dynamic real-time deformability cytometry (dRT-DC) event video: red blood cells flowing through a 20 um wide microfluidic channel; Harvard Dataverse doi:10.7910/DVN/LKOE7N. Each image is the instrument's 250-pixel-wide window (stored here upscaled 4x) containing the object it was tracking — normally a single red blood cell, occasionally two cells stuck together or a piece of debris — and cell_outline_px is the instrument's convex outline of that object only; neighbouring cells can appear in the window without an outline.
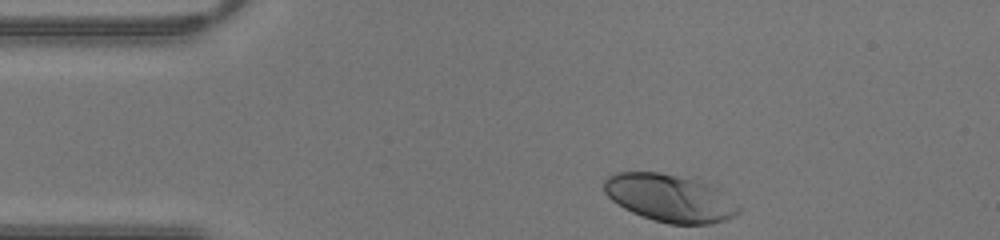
{"species": "human", "species_latin": "Homo sapiens", "temperature_condition": "warm", "stored_images_in_passage": 27, "camera_frame_rate_fps": 3000, "um_per_image_px": 0.085, "donor": {"sex": "male"}, "frame": {"image": 1, "passage_image": 1, "time_ms": 0.0, "image_size_px": [1000, 240], "cell_outline_px": [[740, 212], [736, 216], [724, 220], [708, 224], [668, 224], [652, 220], [632, 212], [624, 208], [612, 200], [604, 192], [604, 180], [608, 176], [616, 172], [660, 172], [692, 176], [716, 188], [740, 208]], "centroid_in_image_um": [56.91, 16.81], "position_along_channel_um": 28.1, "area_um2": 37.51}}
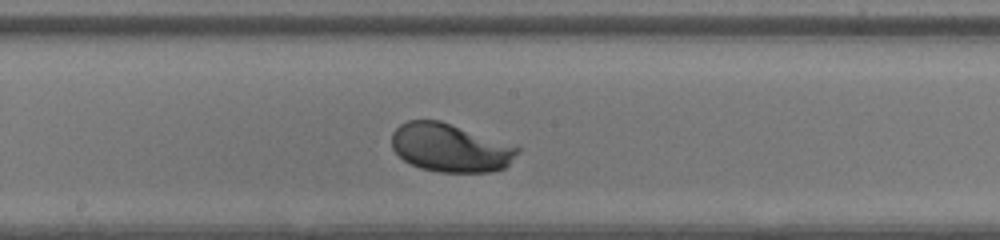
{"frame": {"image": 2, "passage_image": 16, "time_ms": 5.0, "image_size_px": [1000, 240], "cell_outline_px": [[520, 152], [504, 168], [488, 172], [440, 172], [420, 168], [404, 160], [392, 148], [392, 132], [400, 124], [408, 120], [440, 120], [520, 148]], "centroid_in_image_um": [38.24, 12.56], "position_along_channel_um": 210.0, "area_um2": 35.03}}
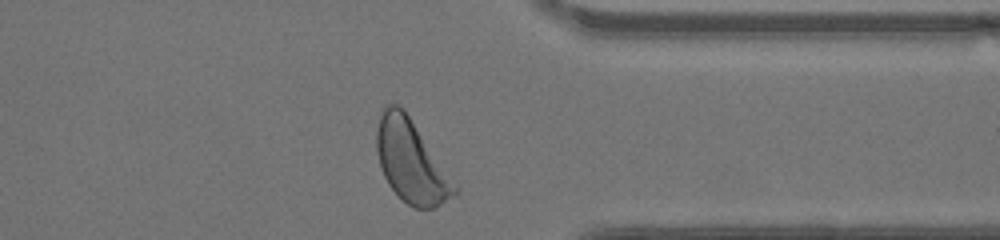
{"frame": {"image": 3, "passage_image": 27, "time_ms": 8.667, "image_size_px": [1000, 240], "cell_outline_px": [[460, 188], [452, 196], [440, 204], [432, 208], [416, 208], [408, 204], [388, 184], [380, 168], [376, 148], [376, 132], [380, 116], [384, 104], [396, 104], [404, 108]], "centroid_in_image_um": [34.94, 13.68], "position_along_channel_um": 376.5, "area_um2": 37.28}}